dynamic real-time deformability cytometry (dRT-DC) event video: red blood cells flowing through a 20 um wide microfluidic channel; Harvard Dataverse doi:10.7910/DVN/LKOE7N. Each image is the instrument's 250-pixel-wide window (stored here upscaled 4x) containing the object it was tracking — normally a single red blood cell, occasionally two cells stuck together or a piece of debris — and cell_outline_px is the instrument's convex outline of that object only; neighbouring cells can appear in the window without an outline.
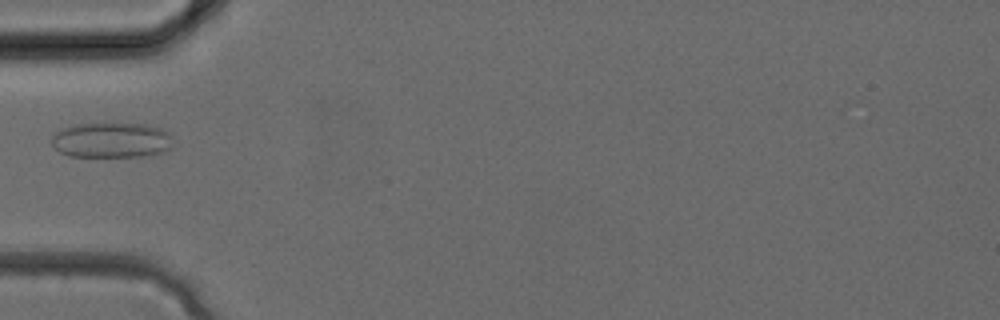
{"species": "common noctule bat (a hibernating species)", "species_latin": "Nyctalus noctula", "temperature_condition": "cold", "stored_images_in_passage": 33, "camera_frame_rate_fps": 3000, "um_per_image_px": 0.085, "animal": {"sex": "female", "body_mass_g": 24.6, "forearm_length_mm": 56.2}, "frame": {"image": 1, "passage_image": 11, "time_ms": 3.333, "image_size_px": [1000, 320], "cell_outline_px": [[172, 148], [168, 152], [152, 156], [68, 156], [60, 152], [52, 144], [52, 136], [60, 128], [76, 124], [112, 120], [148, 124], [172, 132]], "centroid_in_image_um": [9.56, 11.86], "position_along_channel_um": 75.4, "area_um2": 26.41}}
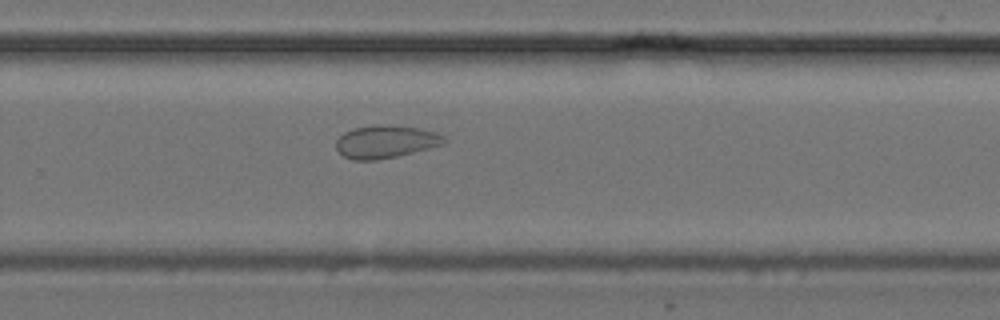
{"frame": {"image": 2, "passage_image": 22, "time_ms": 7.0, "image_size_px": [1000, 320], "cell_outline_px": [[448, 140], [444, 144], [396, 156], [376, 160], [352, 160], [344, 156], [336, 148], [336, 140], [344, 132], [356, 128], [372, 124], [376, 124], [416, 128], [436, 132], [444, 136]], "centroid_in_image_um": [32.77, 12.04], "position_along_channel_um": 297.0, "area_um2": 20.4}}
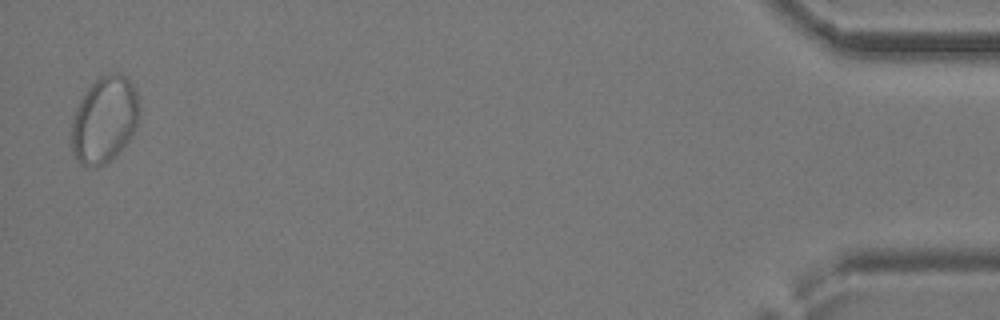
{"frame": {"image": 3, "passage_image": 33, "time_ms": 10.667, "image_size_px": [1000, 320], "cell_outline_px": [[140, 116], [136, 128], [128, 140], [116, 156], [112, 160], [96, 168], [92, 168], [80, 164], [76, 160], [72, 152], [72, 124], [76, 108], [80, 100], [88, 88], [100, 76], [112, 72], [120, 72], [128, 76], [136, 92], [140, 108]], "centroid_in_image_um": [8.9, 10.18], "position_along_channel_um": 426.3, "area_um2": 34.56}}